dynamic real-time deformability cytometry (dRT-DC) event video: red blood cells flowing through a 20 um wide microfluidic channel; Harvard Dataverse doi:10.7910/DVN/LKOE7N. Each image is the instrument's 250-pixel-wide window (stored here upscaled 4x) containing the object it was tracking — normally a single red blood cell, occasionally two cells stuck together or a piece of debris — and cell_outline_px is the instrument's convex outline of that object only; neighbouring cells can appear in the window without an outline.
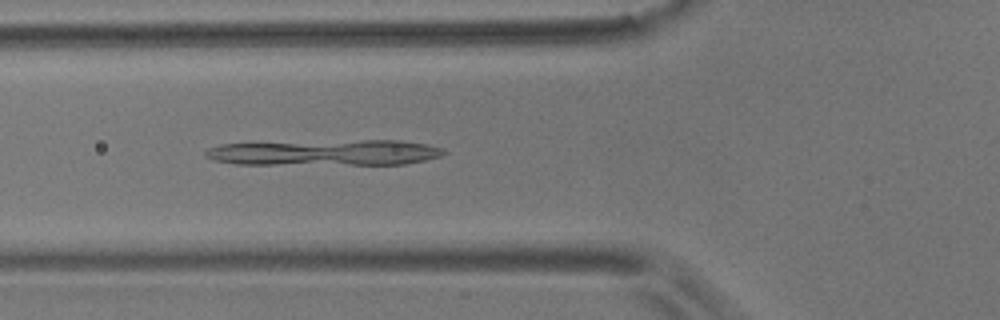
{"species": "common noctule bat (a hibernating species)", "species_latin": "Nyctalus noctula", "temperature_condition": "room temperature", "stored_images_in_passage": 6, "camera_frame_rate_fps": 3000, "um_per_image_px": 0.085, "animal": {"sex": "male", "body_mass_g": 17.9}, "frame": {"image": 1, "passage_image": 6, "time_ms": 1.667, "image_size_px": [1000, 320], "cell_outline_px": [[448, 152], [440, 156], [424, 160], [404, 164], [236, 164], [212, 160], [204, 156], [204, 152], [208, 148], [220, 144], [360, 140], [400, 140], [428, 144], [440, 148]], "centroid_in_image_um": [27.61, 12.97], "position_along_channel_um": 98.2, "area_um2": 35.72}}